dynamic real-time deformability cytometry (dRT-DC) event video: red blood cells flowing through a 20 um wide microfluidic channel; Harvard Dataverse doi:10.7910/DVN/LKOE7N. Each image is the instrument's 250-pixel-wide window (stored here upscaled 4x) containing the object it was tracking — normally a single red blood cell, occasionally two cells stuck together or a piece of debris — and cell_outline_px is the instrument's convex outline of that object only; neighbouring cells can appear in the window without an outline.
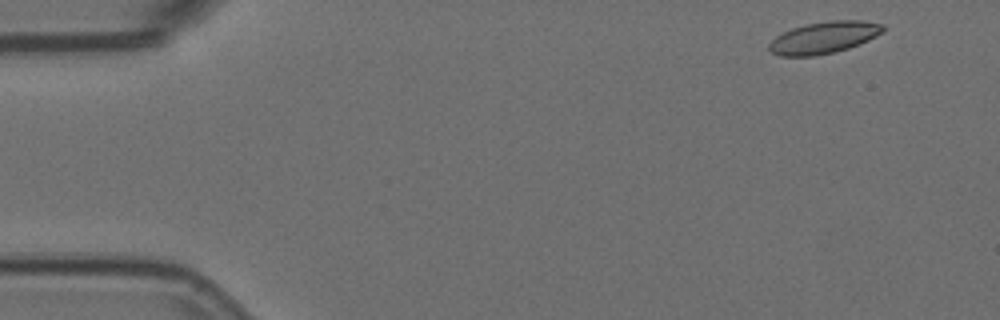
{"species": "Egyptian fruit bat (a non-hibernating species)", "species_latin": "Rousettus aegyptiacus", "temperature_condition": "room temperature", "stored_images_in_passage": 8, "camera_frame_rate_fps": 3000, "um_per_image_px": 0.085, "animal": {"sex": "female"}, "frame": {"image": 1, "passage_image": 1, "time_ms": 0.0, "image_size_px": [1000, 320], "cell_outline_px": [[884, 32], [860, 44], [848, 48], [816, 56], [780, 56], [772, 52], [768, 48], [768, 44], [776, 36], [792, 28], [804, 24], [832, 20], [860, 20], [884, 24]], "centroid_in_image_um": [70.04, 3.18], "position_along_channel_um": 15.0, "area_um2": 21.15}}